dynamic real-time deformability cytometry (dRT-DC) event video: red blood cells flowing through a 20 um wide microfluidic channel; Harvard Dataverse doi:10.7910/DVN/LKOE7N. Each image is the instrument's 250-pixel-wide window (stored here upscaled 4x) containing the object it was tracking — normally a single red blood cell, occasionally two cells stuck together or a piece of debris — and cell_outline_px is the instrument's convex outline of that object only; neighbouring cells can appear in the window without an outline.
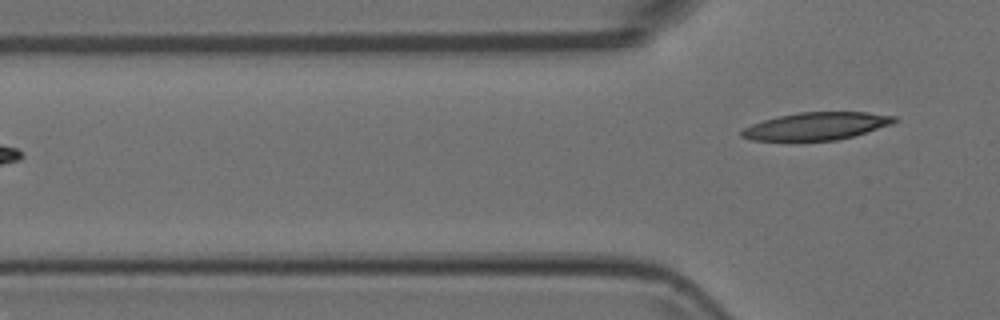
{"species": "Egyptian fruit bat (a non-hibernating species)", "species_latin": "Rousettus aegyptiacus", "temperature_condition": "room temperature", "stored_images_in_passage": 7, "camera_frame_rate_fps": 3000, "um_per_image_px": 0.085, "animal": {"sex": "female"}, "frame": {"image": 1, "passage_image": 7, "time_ms": 2.0, "image_size_px": [1000, 320], "cell_outline_px": [[900, 120], [892, 124], [852, 136], [836, 140], [752, 140], [740, 136], [740, 132], [744, 128], [752, 124], [764, 120], [780, 116], [800, 112], [868, 112], [896, 116]], "centroid_in_image_um": [69.43, 10.71], "position_along_channel_um": 56.4, "area_um2": 24.28}}